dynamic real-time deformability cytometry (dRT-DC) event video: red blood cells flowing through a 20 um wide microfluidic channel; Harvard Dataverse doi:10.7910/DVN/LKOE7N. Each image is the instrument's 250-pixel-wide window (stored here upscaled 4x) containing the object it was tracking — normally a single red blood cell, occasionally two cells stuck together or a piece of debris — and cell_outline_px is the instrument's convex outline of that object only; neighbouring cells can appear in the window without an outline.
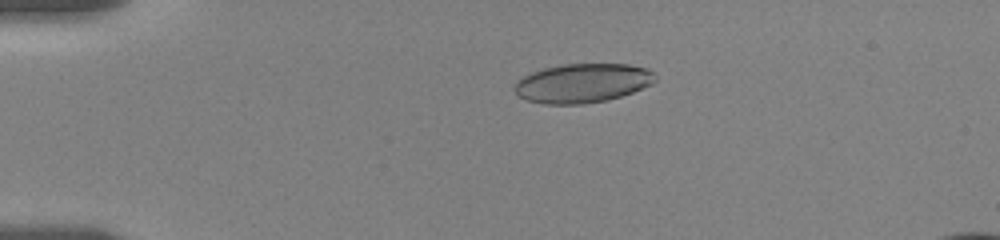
{"species": "human", "species_latin": "Homo sapiens", "temperature_condition": "room temperature", "stored_images_in_passage": 19, "camera_frame_rate_fps": 3000, "um_per_image_px": 0.085, "donor": {"sex": "female"}, "frame": {"image": 1, "passage_image": 5, "time_ms": 2.0, "image_size_px": [1000, 240], "cell_outline_px": [[656, 80], [652, 84], [632, 92], [608, 100], [584, 104], [544, 104], [528, 100], [520, 96], [512, 88], [524, 76], [532, 72], [544, 68], [564, 64], [628, 64], [648, 68], [656, 76]], "centroid_in_image_um": [49.54, 7.06], "position_along_channel_um": 35.5, "area_um2": 31.96}}
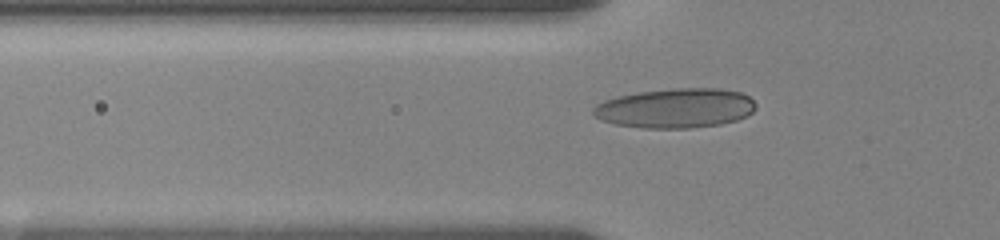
{"frame": {"image": 2, "passage_image": 12, "time_ms": 4.333, "image_size_px": [1000, 240], "cell_outline_px": [[756, 108], [748, 116], [736, 120], [720, 124], [688, 128], [644, 128], [616, 124], [600, 120], [592, 116], [592, 108], [596, 104], [604, 100], [620, 96], [640, 92], [676, 88], [720, 88], [740, 92], [748, 96], [756, 104]], "centroid_in_image_um": [57.41, 9.19], "position_along_channel_um": 68.4, "area_um2": 37.57}}
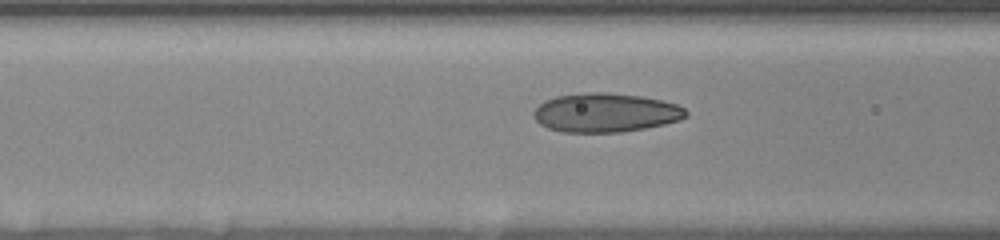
{"frame": {"image": 3, "passage_image": 17, "time_ms": 5.667, "image_size_px": [1000, 240], "cell_outline_px": [[688, 116], [680, 120], [664, 124], [644, 128], [620, 132], [560, 132], [548, 128], [540, 124], [536, 120], [532, 112], [544, 100], [556, 96], [588, 92], [608, 92], [640, 96], [660, 100], [676, 104], [684, 108], [688, 112]], "centroid_in_image_um": [51.46, 9.57], "position_along_channel_um": 115.1, "area_um2": 34.62}}